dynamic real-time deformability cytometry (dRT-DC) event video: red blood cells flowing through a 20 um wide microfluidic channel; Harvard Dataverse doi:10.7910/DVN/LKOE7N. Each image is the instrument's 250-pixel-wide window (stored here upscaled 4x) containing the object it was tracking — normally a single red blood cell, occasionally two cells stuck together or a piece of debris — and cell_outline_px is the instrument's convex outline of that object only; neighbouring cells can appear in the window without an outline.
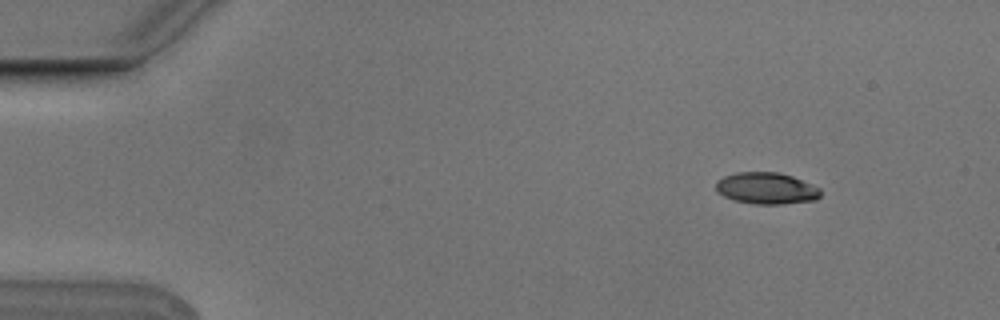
{"species": "Egyptian fruit bat (a non-hibernating species)", "species_latin": "Rousettus aegyptiacus", "temperature_condition": "cold", "stored_images_in_passage": 5, "camera_frame_rate_fps": 3000, "um_per_image_px": 0.085, "animal": {"sex": "male"}, "frame": {"image": 1, "passage_image": 2, "time_ms": 0.333, "image_size_px": [1000, 320], "cell_outline_px": [[820, 196], [816, 200], [784, 204], [752, 204], [736, 200], [724, 196], [716, 192], [716, 180], [724, 176], [736, 172], [780, 172], [792, 176], [812, 184], [820, 188]], "centroid_in_image_um": [65.14, 16.0], "position_along_channel_um": 19.9, "area_um2": 19.42}}
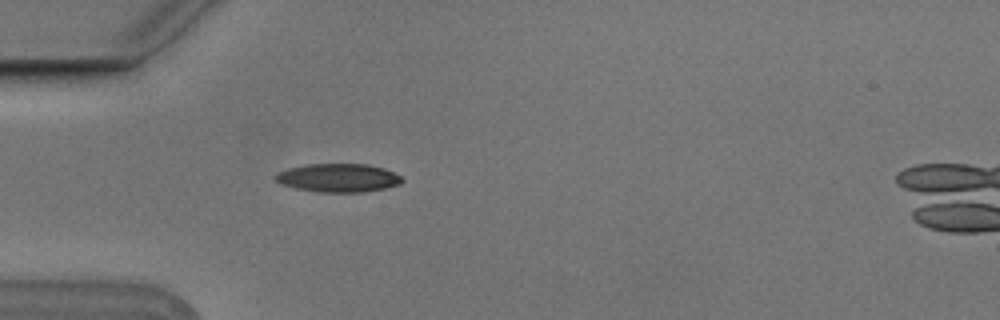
{"frame": {"image": 2, "passage_image": 5, "time_ms": 1.333, "image_size_px": [1000, 320], "cell_outline_px": [[404, 180], [400, 184], [384, 188], [364, 192], [320, 192], [296, 188], [284, 184], [276, 180], [276, 176], [280, 172], [288, 168], [308, 164], [368, 164], [384, 168], [400, 176]], "centroid_in_image_um": [28.8, 15.11], "position_along_channel_um": 56.2, "area_um2": 20.69}}